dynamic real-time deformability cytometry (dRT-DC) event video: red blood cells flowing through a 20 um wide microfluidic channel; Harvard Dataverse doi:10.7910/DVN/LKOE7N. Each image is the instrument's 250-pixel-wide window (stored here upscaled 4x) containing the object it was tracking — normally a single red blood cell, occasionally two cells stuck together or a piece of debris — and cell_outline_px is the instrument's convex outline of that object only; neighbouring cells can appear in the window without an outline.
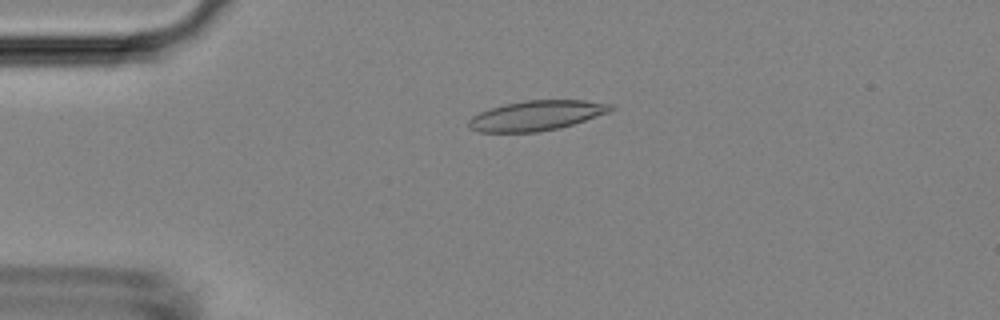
{"species": "Egyptian fruit bat (a non-hibernating species)", "species_latin": "Rousettus aegyptiacus", "temperature_condition": "room temperature", "stored_images_in_passage": 7, "camera_frame_rate_fps": 3000, "um_per_image_px": 0.085, "animal": {"sex": "female"}, "frame": {"image": 1, "passage_image": 3, "time_ms": 2.333, "image_size_px": [1000, 320], "cell_outline_px": [[616, 108], [608, 112], [560, 128], [536, 132], [480, 132], [468, 128], [468, 120], [472, 116], [480, 112], [504, 104], [524, 100], [584, 100], [612, 104]], "centroid_in_image_um": [45.58, 9.82], "position_along_channel_um": 39.4, "area_um2": 24.68}}
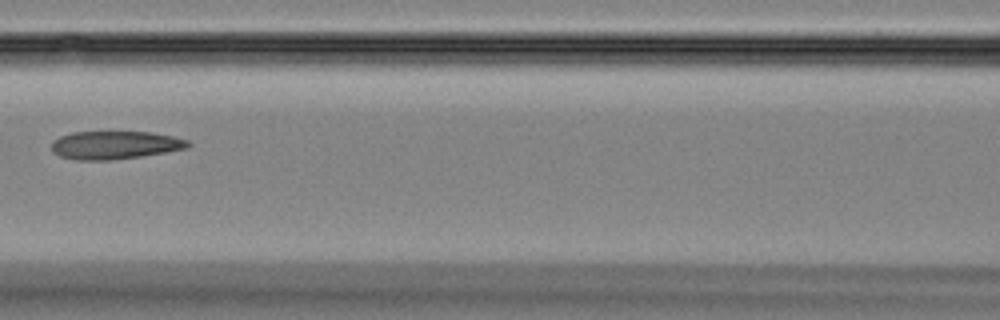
{"frame": {"image": 2, "passage_image": 6, "time_ms": 6.0, "image_size_px": [1000, 320], "cell_outline_px": [[192, 144], [188, 148], [140, 156], [112, 160], [76, 160], [60, 156], [52, 152], [52, 140], [60, 136], [72, 132], [152, 132], [172, 136], [188, 140]], "centroid_in_image_um": [9.75, 12.33], "position_along_channel_um": 156.8, "area_um2": 22.37}}
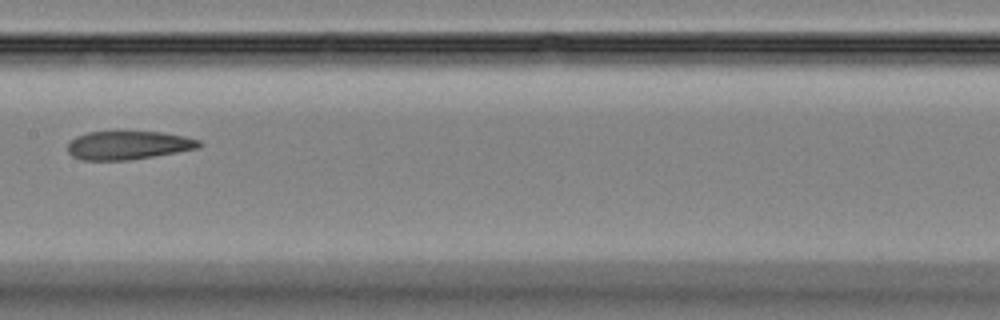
{"frame": {"image": 3, "passage_image": 7, "time_ms": 7.0, "image_size_px": [1000, 320], "cell_outline_px": [[204, 144], [200, 148], [128, 160], [80, 160], [72, 156], [68, 152], [68, 144], [76, 136], [88, 132], [160, 132], [184, 136], [200, 140]], "centroid_in_image_um": [10.91, 12.35], "position_along_channel_um": 196.5, "area_um2": 21.73}}